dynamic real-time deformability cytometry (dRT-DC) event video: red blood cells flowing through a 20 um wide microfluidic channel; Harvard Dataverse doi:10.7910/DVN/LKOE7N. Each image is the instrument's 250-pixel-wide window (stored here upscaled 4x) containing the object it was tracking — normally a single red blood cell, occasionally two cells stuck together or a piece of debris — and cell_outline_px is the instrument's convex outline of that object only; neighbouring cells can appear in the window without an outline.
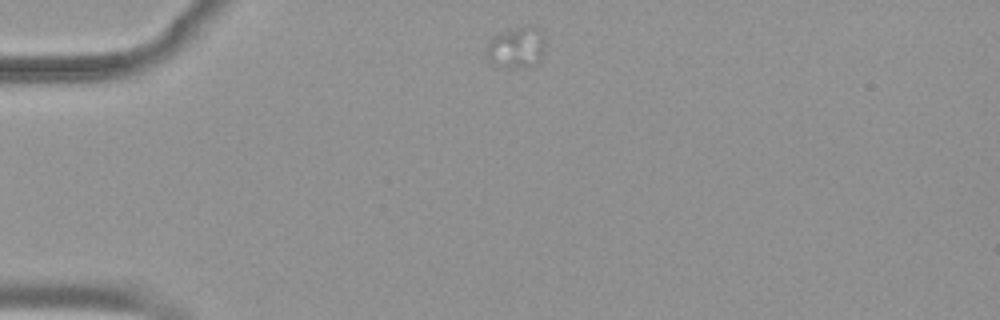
{"species": "common noctule bat (a hibernating species)", "species_latin": "Nyctalus noctula", "temperature_condition": "warm", "stored_images_in_passage": 11, "camera_frame_rate_fps": 3000, "um_per_image_px": 0.085, "animal": {"sex": "female", "body_mass_g": 19.9}, "frame": {"image": 1, "passage_image": 1, "time_ms": 0.0, "image_size_px": [1000, 320], "cell_outline_px": [[544, 36], [540, 60], [536, 64], [512, 68], [496, 68], [488, 60], [484, 52], [492, 36], [524, 24], [536, 28]], "centroid_in_image_um": [43.81, 4.05], "position_along_channel_um": 41.2, "area_um2": 14.22}}